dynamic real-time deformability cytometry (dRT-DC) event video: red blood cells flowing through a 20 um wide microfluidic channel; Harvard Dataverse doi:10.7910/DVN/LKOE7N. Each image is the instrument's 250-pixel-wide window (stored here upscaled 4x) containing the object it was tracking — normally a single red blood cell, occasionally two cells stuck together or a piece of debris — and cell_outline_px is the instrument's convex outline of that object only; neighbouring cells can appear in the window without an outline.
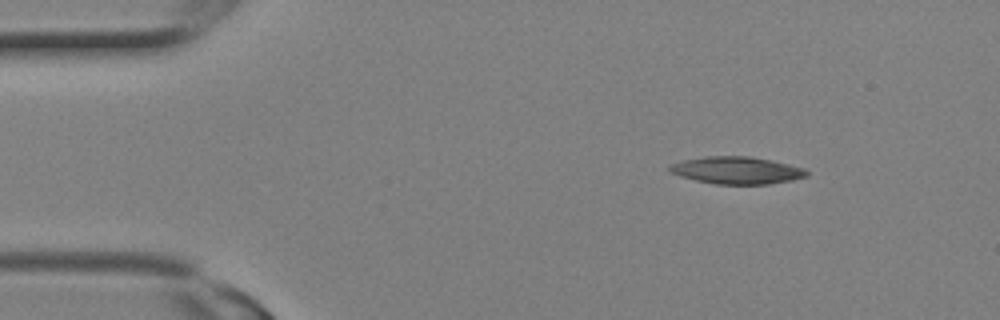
{"species": "Egyptian fruit bat (a non-hibernating species)", "species_latin": "Rousettus aegyptiacus", "temperature_condition": "room temperature", "stored_images_in_passage": 2, "camera_frame_rate_fps": 3000, "um_per_image_px": 0.085, "animal": {"sex": "female"}, "frame": {"image": 1, "passage_image": 1, "time_ms": 0.0, "image_size_px": [1000, 320], "cell_outline_px": [[808, 176], [792, 180], [768, 184], [716, 184], [696, 180], [680, 176], [672, 172], [668, 168], [668, 164], [684, 160], [704, 156], [748, 156], [772, 160], [804, 168], [808, 172]], "centroid_in_image_um": [62.62, 14.47], "position_along_channel_um": 22.4, "area_um2": 21.73}}